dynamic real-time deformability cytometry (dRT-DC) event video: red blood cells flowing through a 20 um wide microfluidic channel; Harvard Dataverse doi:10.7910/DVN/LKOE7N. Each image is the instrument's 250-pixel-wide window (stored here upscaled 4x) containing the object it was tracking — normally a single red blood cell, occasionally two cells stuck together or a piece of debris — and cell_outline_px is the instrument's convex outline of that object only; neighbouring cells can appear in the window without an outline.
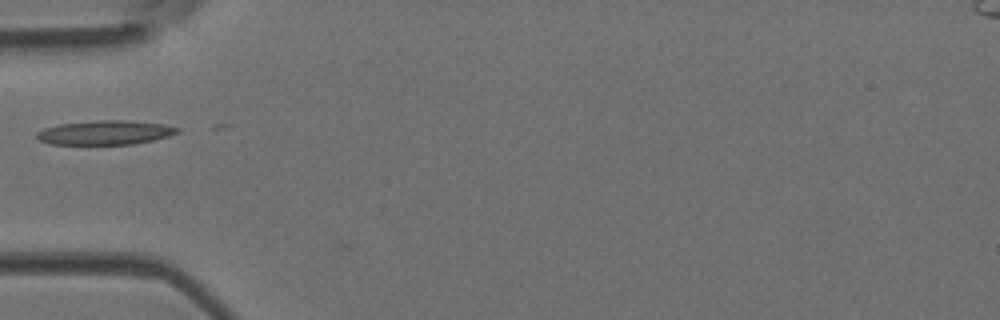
{"species": "Egyptian fruit bat (a non-hibernating species)", "species_latin": "Rousettus aegyptiacus", "temperature_condition": "room temperature", "stored_images_in_passage": 2, "camera_frame_rate_fps": 3000, "um_per_image_px": 0.085, "animal": {"sex": "female"}, "frame": {"image": 1, "passage_image": 1, "time_ms": 0.0, "image_size_px": [1000, 320], "cell_outline_px": [[180, 132], [168, 136], [152, 140], [132, 144], [52, 144], [40, 140], [36, 136], [36, 132], [44, 128], [60, 124], [100, 120], [128, 120], [164, 124], [180, 128]], "centroid_in_image_um": [8.96, 11.26], "position_along_channel_um": 76.0, "area_um2": 19.71}}
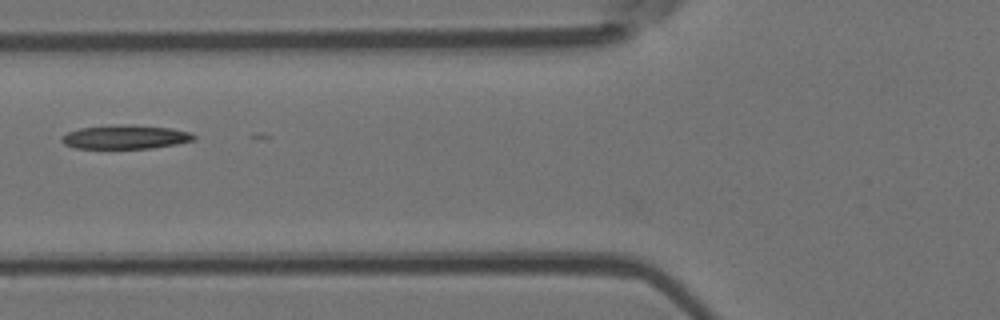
{"frame": {"image": 2, "passage_image": 2, "time_ms": 1.0, "image_size_px": [1000, 320], "cell_outline_px": [[196, 140], [176, 144], [152, 148], [76, 148], [64, 144], [60, 140], [60, 136], [68, 132], [80, 128], [120, 124], [132, 124], [172, 128], [192, 132], [196, 136]], "centroid_in_image_um": [10.69, 11.63], "position_along_channel_um": 115.1, "area_um2": 18.61}}